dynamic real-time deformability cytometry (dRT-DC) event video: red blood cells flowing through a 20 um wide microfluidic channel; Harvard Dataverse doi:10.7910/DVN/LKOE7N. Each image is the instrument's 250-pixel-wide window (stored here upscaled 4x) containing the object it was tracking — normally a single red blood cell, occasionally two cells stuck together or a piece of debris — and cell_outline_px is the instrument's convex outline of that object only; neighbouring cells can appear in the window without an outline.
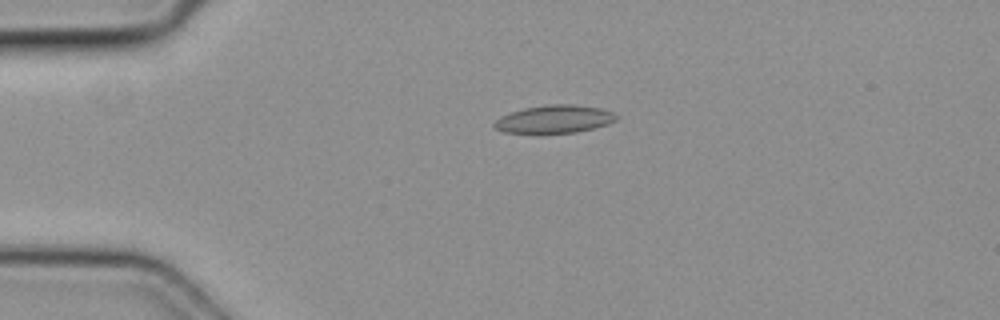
{"species": "common noctule bat (a hibernating species)", "species_latin": "Nyctalus noctula", "temperature_condition": "cold", "stored_images_in_passage": 5, "camera_frame_rate_fps": 3000, "um_per_image_px": 0.085, "animal": {"sex": "female", "body_mass_g": 19.3, "forearm_length_mm": 54.1}, "frame": {"image": 1, "passage_image": 4, "time_ms": 1.0, "image_size_px": [1000, 320], "cell_outline_px": [[620, 116], [616, 120], [608, 124], [576, 132], [504, 132], [496, 128], [492, 124], [500, 116], [524, 108], [548, 104], [572, 104], [604, 108]], "centroid_in_image_um": [47.17, 10.1], "position_along_channel_um": 37.8, "area_um2": 19.65}}